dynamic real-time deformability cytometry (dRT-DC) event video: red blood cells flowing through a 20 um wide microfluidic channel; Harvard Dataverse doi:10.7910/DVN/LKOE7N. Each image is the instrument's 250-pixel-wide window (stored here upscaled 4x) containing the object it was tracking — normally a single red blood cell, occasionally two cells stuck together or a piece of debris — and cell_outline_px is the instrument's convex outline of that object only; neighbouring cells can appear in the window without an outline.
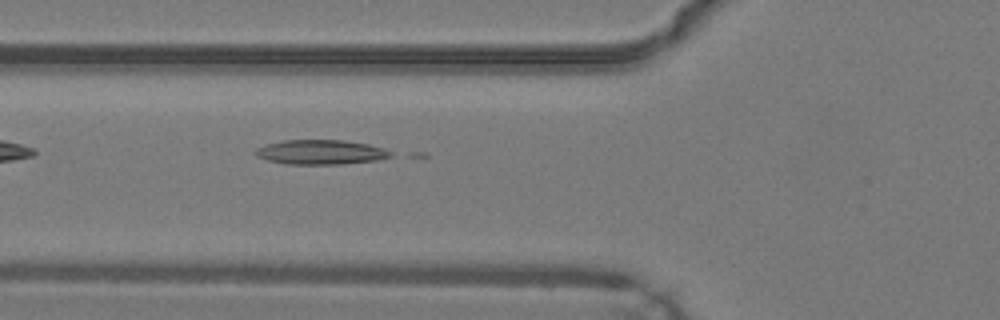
{"species": "common noctule bat (a hibernating species)", "species_latin": "Nyctalus noctula", "temperature_condition": "warm", "stored_images_in_passage": 31, "camera_frame_rate_fps": 3000, "um_per_image_px": 0.085, "animal": {"sex": "male", "body_mass_g": 19.2, "forearm_length_mm": 51.8}, "frame": {"image": 1, "passage_image": 4, "time_ms": 1.0, "image_size_px": [1000, 320], "cell_outline_px": [[392, 156], [380, 160], [344, 164], [284, 164], [268, 160], [256, 156], [252, 152], [256, 148], [280, 140], [344, 140], [368, 144], [384, 148], [392, 152]], "centroid_in_image_um": [27.26, 12.93], "position_along_channel_um": 98.5, "area_um2": 19.59}}
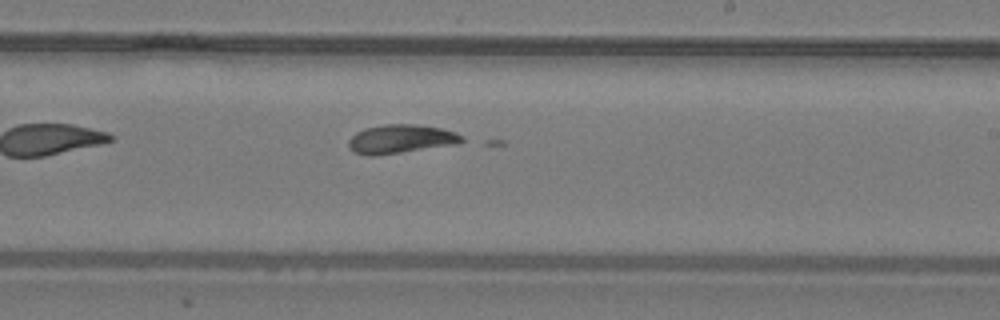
{"frame": {"image": 2, "passage_image": 15, "time_ms": 4.667, "image_size_px": [1000, 320], "cell_outline_px": [[468, 140], [460, 144], [376, 156], [368, 156], [352, 152], [348, 148], [348, 140], [356, 132], [364, 128], [384, 124], [420, 124], [440, 128], [456, 132], [464, 136]], "centroid_in_image_um": [34.1, 11.82], "position_along_channel_um": 254.9, "area_um2": 19.59}}